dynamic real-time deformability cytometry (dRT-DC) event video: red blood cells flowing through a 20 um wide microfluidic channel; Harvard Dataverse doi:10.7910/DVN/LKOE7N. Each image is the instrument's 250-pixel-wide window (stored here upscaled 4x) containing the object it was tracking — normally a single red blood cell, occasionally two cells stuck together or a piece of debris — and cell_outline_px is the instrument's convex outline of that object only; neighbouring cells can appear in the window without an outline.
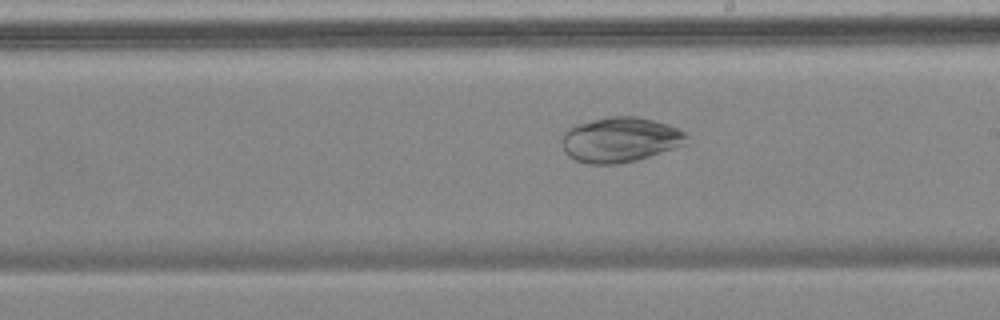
{"species": "common noctule bat (a hibernating species)", "species_latin": "Nyctalus noctula", "temperature_condition": "cold", "stored_images_in_passage": 56, "camera_frame_rate_fps": 3000, "um_per_image_px": 0.085, "animal": {"sex": "female", "body_mass_g": 18.4}, "frame": {"image": 1, "passage_image": 31, "time_ms": 10.0, "image_size_px": [1000, 320], "cell_outline_px": [[688, 144], [636, 160], [616, 164], [588, 164], [576, 160], [568, 156], [564, 152], [560, 140], [564, 132], [572, 124], [612, 116], [636, 116], [652, 120], [676, 128], [684, 132], [688, 136]], "centroid_in_image_um": [52.66, 11.88], "position_along_channel_um": 236.3, "area_um2": 32.89}}
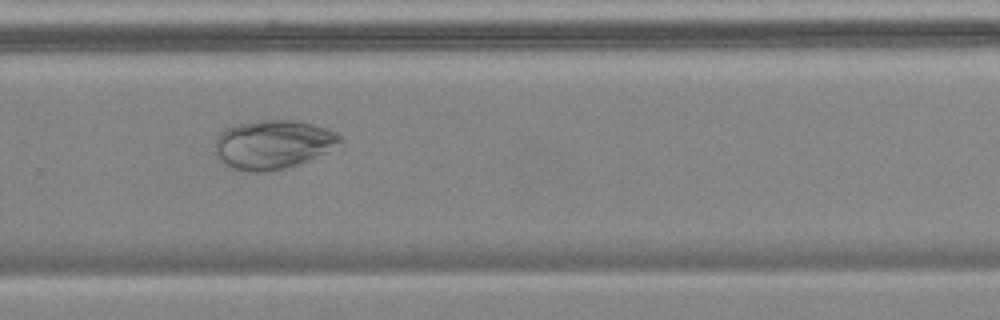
{"frame": {"image": 2, "passage_image": 37, "time_ms": 12.0, "image_size_px": [1000, 320], "cell_outline_px": [[344, 140], [324, 152], [308, 160], [284, 168], [264, 172], [252, 172], [228, 168], [212, 152], [216, 136], [224, 128], [232, 124], [260, 120], [296, 120], [312, 124], [336, 132]], "centroid_in_image_um": [23.09, 12.27], "position_along_channel_um": 306.7, "area_um2": 35.89}}
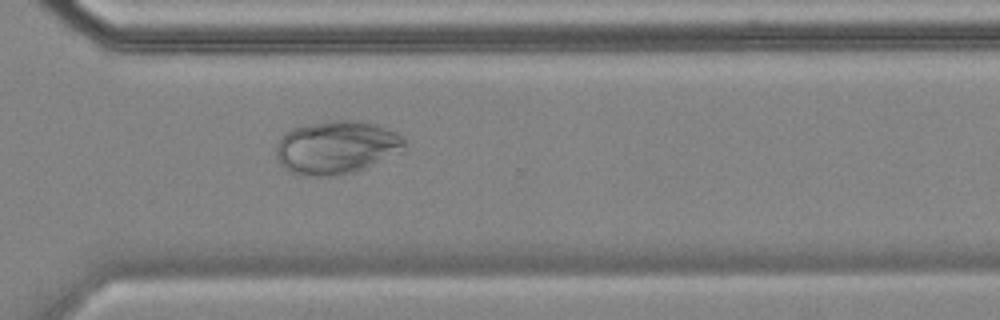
{"frame": {"image": 3, "passage_image": 40, "time_ms": 13.0, "image_size_px": [1000, 320], "cell_outline_px": [[404, 148], [356, 172], [336, 176], [296, 176], [288, 172], [280, 164], [276, 156], [276, 144], [280, 136], [284, 132], [292, 128], [328, 120], [360, 120], [376, 124], [396, 132], [404, 140]], "centroid_in_image_um": [28.5, 12.53], "position_along_channel_um": 342.1, "area_um2": 40.0}}